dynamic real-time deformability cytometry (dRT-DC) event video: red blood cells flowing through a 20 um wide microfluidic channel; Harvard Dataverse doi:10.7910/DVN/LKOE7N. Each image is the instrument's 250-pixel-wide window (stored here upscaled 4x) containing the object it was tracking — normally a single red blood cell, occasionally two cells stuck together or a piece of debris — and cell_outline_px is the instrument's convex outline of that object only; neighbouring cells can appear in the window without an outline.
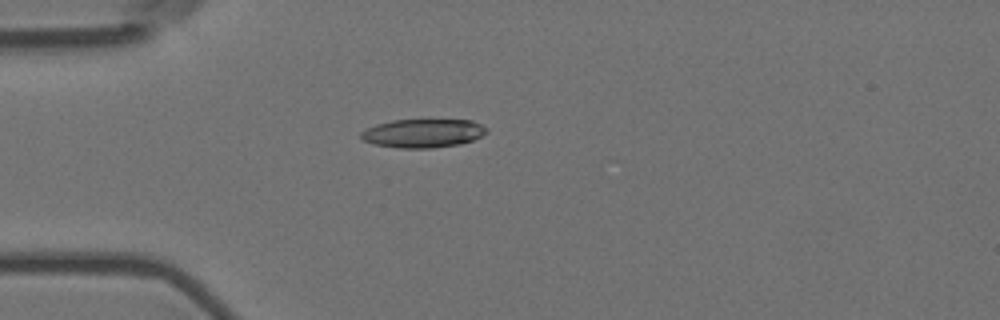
{"species": "Egyptian fruit bat (a non-hibernating species)", "species_latin": "Rousettus aegyptiacus", "temperature_condition": "room temperature", "stored_images_in_passage": 3, "camera_frame_rate_fps": 3000, "um_per_image_px": 0.085, "animal": {"sex": "female"}, "frame": {"image": 1, "passage_image": 3, "time_ms": 0.667, "image_size_px": [1000, 320], "cell_outline_px": [[488, 132], [472, 140], [460, 144], [432, 148], [400, 148], [376, 144], [364, 140], [360, 136], [360, 132], [364, 128], [376, 124], [392, 120], [472, 120], [488, 128]], "centroid_in_image_um": [35.95, 11.32], "position_along_channel_um": 49.1, "area_um2": 20.92}}